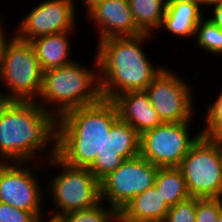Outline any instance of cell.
Instances as JSON below:
<instances>
[{
    "instance_id": "5bb4252c",
    "label": "cell",
    "mask_w": 222,
    "mask_h": 222,
    "mask_svg": "<svg viewBox=\"0 0 222 222\" xmlns=\"http://www.w3.org/2000/svg\"><path fill=\"white\" fill-rule=\"evenodd\" d=\"M98 32L97 40L112 37H131L143 34L133 19L128 0H106L98 3L88 12Z\"/></svg>"
},
{
    "instance_id": "44dd1931",
    "label": "cell",
    "mask_w": 222,
    "mask_h": 222,
    "mask_svg": "<svg viewBox=\"0 0 222 222\" xmlns=\"http://www.w3.org/2000/svg\"><path fill=\"white\" fill-rule=\"evenodd\" d=\"M195 40L199 48L209 55L222 56V28L203 17L196 28Z\"/></svg>"
},
{
    "instance_id": "d6a6232c",
    "label": "cell",
    "mask_w": 222,
    "mask_h": 222,
    "mask_svg": "<svg viewBox=\"0 0 222 222\" xmlns=\"http://www.w3.org/2000/svg\"><path fill=\"white\" fill-rule=\"evenodd\" d=\"M217 222H222V209H221L220 214L218 216Z\"/></svg>"
},
{
    "instance_id": "d6986e66",
    "label": "cell",
    "mask_w": 222,
    "mask_h": 222,
    "mask_svg": "<svg viewBox=\"0 0 222 222\" xmlns=\"http://www.w3.org/2000/svg\"><path fill=\"white\" fill-rule=\"evenodd\" d=\"M128 2L137 28L143 34L158 33L165 15L167 0H128Z\"/></svg>"
},
{
    "instance_id": "f546056e",
    "label": "cell",
    "mask_w": 222,
    "mask_h": 222,
    "mask_svg": "<svg viewBox=\"0 0 222 222\" xmlns=\"http://www.w3.org/2000/svg\"><path fill=\"white\" fill-rule=\"evenodd\" d=\"M44 216L45 215L38 217L36 222H63L58 216L51 215L49 219H47V217L45 218Z\"/></svg>"
},
{
    "instance_id": "8fae6325",
    "label": "cell",
    "mask_w": 222,
    "mask_h": 222,
    "mask_svg": "<svg viewBox=\"0 0 222 222\" xmlns=\"http://www.w3.org/2000/svg\"><path fill=\"white\" fill-rule=\"evenodd\" d=\"M158 169L141 155L124 160L100 182L101 201L120 212L136 195L154 186Z\"/></svg>"
},
{
    "instance_id": "8992f818",
    "label": "cell",
    "mask_w": 222,
    "mask_h": 222,
    "mask_svg": "<svg viewBox=\"0 0 222 222\" xmlns=\"http://www.w3.org/2000/svg\"><path fill=\"white\" fill-rule=\"evenodd\" d=\"M47 162L45 169L47 165L60 169L45 189L48 190V195H51L50 202L56 206L54 209L58 210L57 213H52L53 216L88 209L101 202L100 182L88 168L68 166L57 156L48 159Z\"/></svg>"
},
{
    "instance_id": "4316f807",
    "label": "cell",
    "mask_w": 222,
    "mask_h": 222,
    "mask_svg": "<svg viewBox=\"0 0 222 222\" xmlns=\"http://www.w3.org/2000/svg\"><path fill=\"white\" fill-rule=\"evenodd\" d=\"M1 15V13H0ZM3 16H0V56L3 54L7 44L13 39V37L15 36V34L13 33V36L10 35L8 38V36L6 37L7 33H6V27L3 26V21L2 18ZM5 30V31H4ZM5 32V33H4Z\"/></svg>"
},
{
    "instance_id": "1f68e13d",
    "label": "cell",
    "mask_w": 222,
    "mask_h": 222,
    "mask_svg": "<svg viewBox=\"0 0 222 222\" xmlns=\"http://www.w3.org/2000/svg\"><path fill=\"white\" fill-rule=\"evenodd\" d=\"M212 139L218 144V147H219L220 152H221V159H222V135H219V136L214 137Z\"/></svg>"
},
{
    "instance_id": "d4e9b609",
    "label": "cell",
    "mask_w": 222,
    "mask_h": 222,
    "mask_svg": "<svg viewBox=\"0 0 222 222\" xmlns=\"http://www.w3.org/2000/svg\"><path fill=\"white\" fill-rule=\"evenodd\" d=\"M222 209V198H196V221L217 222Z\"/></svg>"
},
{
    "instance_id": "ba28073f",
    "label": "cell",
    "mask_w": 222,
    "mask_h": 222,
    "mask_svg": "<svg viewBox=\"0 0 222 222\" xmlns=\"http://www.w3.org/2000/svg\"><path fill=\"white\" fill-rule=\"evenodd\" d=\"M191 122L161 123L146 131L140 135V155L159 168L179 167L201 136L200 131L190 134Z\"/></svg>"
},
{
    "instance_id": "cb8c5ba5",
    "label": "cell",
    "mask_w": 222,
    "mask_h": 222,
    "mask_svg": "<svg viewBox=\"0 0 222 222\" xmlns=\"http://www.w3.org/2000/svg\"><path fill=\"white\" fill-rule=\"evenodd\" d=\"M196 221V198L187 200L172 206L164 222H195Z\"/></svg>"
},
{
    "instance_id": "7a4b0ae2",
    "label": "cell",
    "mask_w": 222,
    "mask_h": 222,
    "mask_svg": "<svg viewBox=\"0 0 222 222\" xmlns=\"http://www.w3.org/2000/svg\"><path fill=\"white\" fill-rule=\"evenodd\" d=\"M152 36L112 37L97 43L95 53L102 99L113 101L125 92L146 90L164 69L163 65H154L142 48V43Z\"/></svg>"
},
{
    "instance_id": "30bf717a",
    "label": "cell",
    "mask_w": 222,
    "mask_h": 222,
    "mask_svg": "<svg viewBox=\"0 0 222 222\" xmlns=\"http://www.w3.org/2000/svg\"><path fill=\"white\" fill-rule=\"evenodd\" d=\"M192 89L190 82L165 67L145 91L162 123H180L195 117Z\"/></svg>"
},
{
    "instance_id": "484cf974",
    "label": "cell",
    "mask_w": 222,
    "mask_h": 222,
    "mask_svg": "<svg viewBox=\"0 0 222 222\" xmlns=\"http://www.w3.org/2000/svg\"><path fill=\"white\" fill-rule=\"evenodd\" d=\"M32 213L0 202V222H36Z\"/></svg>"
},
{
    "instance_id": "ac0fdd59",
    "label": "cell",
    "mask_w": 222,
    "mask_h": 222,
    "mask_svg": "<svg viewBox=\"0 0 222 222\" xmlns=\"http://www.w3.org/2000/svg\"><path fill=\"white\" fill-rule=\"evenodd\" d=\"M70 33L73 34V31L41 36L30 41L43 72L73 62L70 56Z\"/></svg>"
},
{
    "instance_id": "2e32d148",
    "label": "cell",
    "mask_w": 222,
    "mask_h": 222,
    "mask_svg": "<svg viewBox=\"0 0 222 222\" xmlns=\"http://www.w3.org/2000/svg\"><path fill=\"white\" fill-rule=\"evenodd\" d=\"M199 0H167L161 29L172 36L195 38L196 28L204 17Z\"/></svg>"
},
{
    "instance_id": "f1b7e54d",
    "label": "cell",
    "mask_w": 222,
    "mask_h": 222,
    "mask_svg": "<svg viewBox=\"0 0 222 222\" xmlns=\"http://www.w3.org/2000/svg\"><path fill=\"white\" fill-rule=\"evenodd\" d=\"M84 3L82 5L85 6L86 12H88L91 8H93L95 5H97L100 2L106 1V0H82Z\"/></svg>"
},
{
    "instance_id": "5b68a950",
    "label": "cell",
    "mask_w": 222,
    "mask_h": 222,
    "mask_svg": "<svg viewBox=\"0 0 222 222\" xmlns=\"http://www.w3.org/2000/svg\"><path fill=\"white\" fill-rule=\"evenodd\" d=\"M0 100L37 101L43 85V70L29 41L16 36L0 56Z\"/></svg>"
},
{
    "instance_id": "3957f363",
    "label": "cell",
    "mask_w": 222,
    "mask_h": 222,
    "mask_svg": "<svg viewBox=\"0 0 222 222\" xmlns=\"http://www.w3.org/2000/svg\"><path fill=\"white\" fill-rule=\"evenodd\" d=\"M118 119L116 104L105 99L64 113L58 118L57 157L68 166L89 168Z\"/></svg>"
},
{
    "instance_id": "9c48e42d",
    "label": "cell",
    "mask_w": 222,
    "mask_h": 222,
    "mask_svg": "<svg viewBox=\"0 0 222 222\" xmlns=\"http://www.w3.org/2000/svg\"><path fill=\"white\" fill-rule=\"evenodd\" d=\"M28 165L26 162H0V202L32 212L38 218L44 214V199L49 196L43 195L46 188L41 187L37 177L36 170H42L43 166L36 161L31 164L33 167Z\"/></svg>"
},
{
    "instance_id": "7c38bea8",
    "label": "cell",
    "mask_w": 222,
    "mask_h": 222,
    "mask_svg": "<svg viewBox=\"0 0 222 222\" xmlns=\"http://www.w3.org/2000/svg\"><path fill=\"white\" fill-rule=\"evenodd\" d=\"M77 0H45L34 6L15 27V36L31 41L41 36L73 31L76 25ZM76 12V13H75Z\"/></svg>"
},
{
    "instance_id": "836d02e7",
    "label": "cell",
    "mask_w": 222,
    "mask_h": 222,
    "mask_svg": "<svg viewBox=\"0 0 222 222\" xmlns=\"http://www.w3.org/2000/svg\"><path fill=\"white\" fill-rule=\"evenodd\" d=\"M115 222H124L120 217Z\"/></svg>"
},
{
    "instance_id": "83f0119b",
    "label": "cell",
    "mask_w": 222,
    "mask_h": 222,
    "mask_svg": "<svg viewBox=\"0 0 222 222\" xmlns=\"http://www.w3.org/2000/svg\"><path fill=\"white\" fill-rule=\"evenodd\" d=\"M214 6L212 10V13L207 17L210 19L213 23L217 24L219 27L222 28V3H216L211 5L210 7Z\"/></svg>"
},
{
    "instance_id": "4fadbf2b",
    "label": "cell",
    "mask_w": 222,
    "mask_h": 222,
    "mask_svg": "<svg viewBox=\"0 0 222 222\" xmlns=\"http://www.w3.org/2000/svg\"><path fill=\"white\" fill-rule=\"evenodd\" d=\"M138 155H140V135L129 123L119 118L104 138L103 151L97 154L88 169L101 182L124 160Z\"/></svg>"
},
{
    "instance_id": "603a6c76",
    "label": "cell",
    "mask_w": 222,
    "mask_h": 222,
    "mask_svg": "<svg viewBox=\"0 0 222 222\" xmlns=\"http://www.w3.org/2000/svg\"><path fill=\"white\" fill-rule=\"evenodd\" d=\"M204 123L200 129L201 136L214 138L222 135V90L211 105L205 109Z\"/></svg>"
},
{
    "instance_id": "ffe728a7",
    "label": "cell",
    "mask_w": 222,
    "mask_h": 222,
    "mask_svg": "<svg viewBox=\"0 0 222 222\" xmlns=\"http://www.w3.org/2000/svg\"><path fill=\"white\" fill-rule=\"evenodd\" d=\"M154 187L170 207L191 197L178 167L159 168Z\"/></svg>"
},
{
    "instance_id": "7402d4cb",
    "label": "cell",
    "mask_w": 222,
    "mask_h": 222,
    "mask_svg": "<svg viewBox=\"0 0 222 222\" xmlns=\"http://www.w3.org/2000/svg\"><path fill=\"white\" fill-rule=\"evenodd\" d=\"M103 203L101 201L94 207L68 212L58 217L63 222H115L120 217L119 211Z\"/></svg>"
},
{
    "instance_id": "9a60e30c",
    "label": "cell",
    "mask_w": 222,
    "mask_h": 222,
    "mask_svg": "<svg viewBox=\"0 0 222 222\" xmlns=\"http://www.w3.org/2000/svg\"><path fill=\"white\" fill-rule=\"evenodd\" d=\"M113 102L117 106L119 118L129 123L139 135L162 123L145 90L125 92Z\"/></svg>"
},
{
    "instance_id": "e0dca14e",
    "label": "cell",
    "mask_w": 222,
    "mask_h": 222,
    "mask_svg": "<svg viewBox=\"0 0 222 222\" xmlns=\"http://www.w3.org/2000/svg\"><path fill=\"white\" fill-rule=\"evenodd\" d=\"M170 208L153 186L129 201L119 216L124 222H164Z\"/></svg>"
},
{
    "instance_id": "277c9868",
    "label": "cell",
    "mask_w": 222,
    "mask_h": 222,
    "mask_svg": "<svg viewBox=\"0 0 222 222\" xmlns=\"http://www.w3.org/2000/svg\"><path fill=\"white\" fill-rule=\"evenodd\" d=\"M94 58L92 70L75 59L71 64L43 72L42 90L36 102L57 118L71 109L99 102L102 96L96 55Z\"/></svg>"
},
{
    "instance_id": "52a82bcc",
    "label": "cell",
    "mask_w": 222,
    "mask_h": 222,
    "mask_svg": "<svg viewBox=\"0 0 222 222\" xmlns=\"http://www.w3.org/2000/svg\"><path fill=\"white\" fill-rule=\"evenodd\" d=\"M178 168L191 197L222 198L221 152L212 138L200 136Z\"/></svg>"
},
{
    "instance_id": "4dcf8cb0",
    "label": "cell",
    "mask_w": 222,
    "mask_h": 222,
    "mask_svg": "<svg viewBox=\"0 0 222 222\" xmlns=\"http://www.w3.org/2000/svg\"><path fill=\"white\" fill-rule=\"evenodd\" d=\"M202 7L203 5L205 6H211L213 4H216V3H222V0H199Z\"/></svg>"
},
{
    "instance_id": "6da1fadb",
    "label": "cell",
    "mask_w": 222,
    "mask_h": 222,
    "mask_svg": "<svg viewBox=\"0 0 222 222\" xmlns=\"http://www.w3.org/2000/svg\"><path fill=\"white\" fill-rule=\"evenodd\" d=\"M57 137L58 118L36 101L0 100V162L30 163L45 150L44 161L54 158Z\"/></svg>"
}]
</instances>
